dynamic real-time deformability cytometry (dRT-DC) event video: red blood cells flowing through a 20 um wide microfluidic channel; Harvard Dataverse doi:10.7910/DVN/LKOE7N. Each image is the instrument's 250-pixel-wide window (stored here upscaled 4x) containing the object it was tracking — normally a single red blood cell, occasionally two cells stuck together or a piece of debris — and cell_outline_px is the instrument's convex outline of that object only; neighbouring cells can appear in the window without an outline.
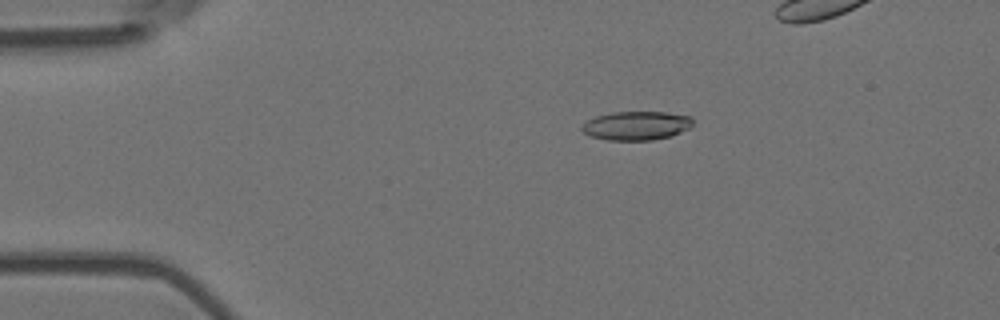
{"species": "Egyptian fruit bat (a non-hibernating species)", "species_latin": "Rousettus aegyptiacus", "temperature_condition": "room temperature", "stored_images_in_passage": 49, "camera_frame_rate_fps": 3000, "um_per_image_px": 0.085, "animal": {"sex": "female"}, "frame": {"image": 1, "passage_image": 11, "time_ms": 3.333, "image_size_px": [1000, 320], "cell_outline_px": [[692, 124], [688, 128], [672, 136], [652, 140], [608, 140], [588, 136], [580, 128], [588, 120], [596, 116], [612, 112], [668, 112], [688, 116], [692, 120]], "centroid_in_image_um": [54.07, 10.68], "position_along_channel_um": 30.9, "area_um2": 18.55}}
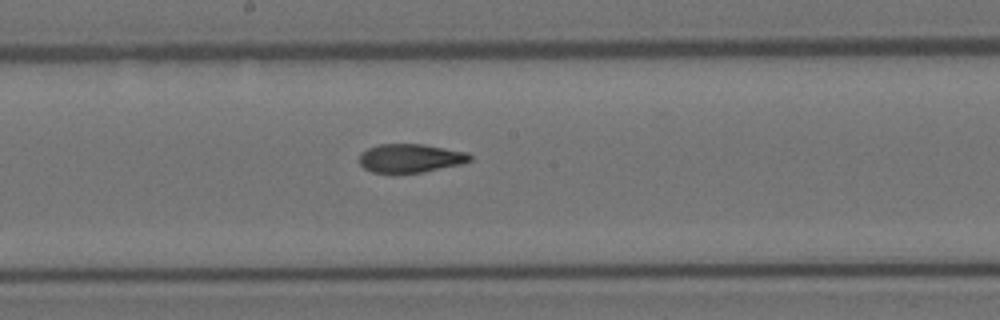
{"frame": {"image": 2, "passage_image": 30, "time_ms": 9.667, "image_size_px": [1000, 320], "cell_outline_px": [[472, 160], [464, 164], [424, 172], [372, 172], [364, 168], [360, 164], [360, 152], [368, 148], [380, 144], [424, 144], [468, 152], [472, 156]], "centroid_in_image_um": [34.94, 13.44], "position_along_channel_um": 213.3, "area_um2": 18.55}}
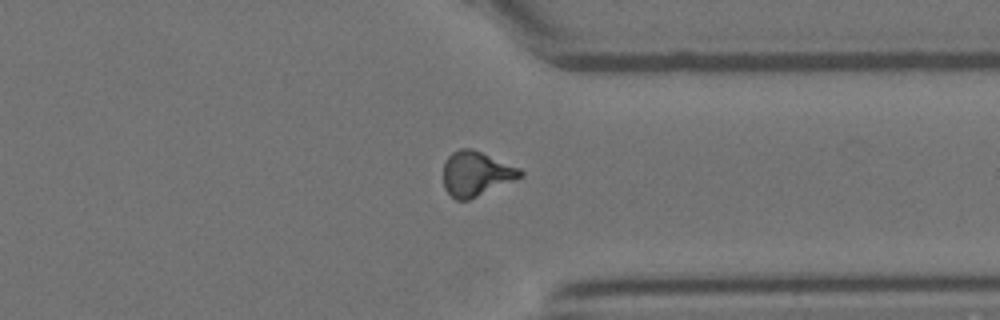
{"frame": {"image": 3, "passage_image": 43, "time_ms": 14.0, "image_size_px": [1000, 320], "cell_outline_px": [[524, 176], [468, 200], [456, 200], [444, 188], [444, 164], [448, 156], [452, 152], [460, 148], [472, 148], [520, 168], [524, 172]], "centroid_in_image_um": [40.48, 14.75], "position_along_channel_um": 370.9, "area_um2": 19.94}}